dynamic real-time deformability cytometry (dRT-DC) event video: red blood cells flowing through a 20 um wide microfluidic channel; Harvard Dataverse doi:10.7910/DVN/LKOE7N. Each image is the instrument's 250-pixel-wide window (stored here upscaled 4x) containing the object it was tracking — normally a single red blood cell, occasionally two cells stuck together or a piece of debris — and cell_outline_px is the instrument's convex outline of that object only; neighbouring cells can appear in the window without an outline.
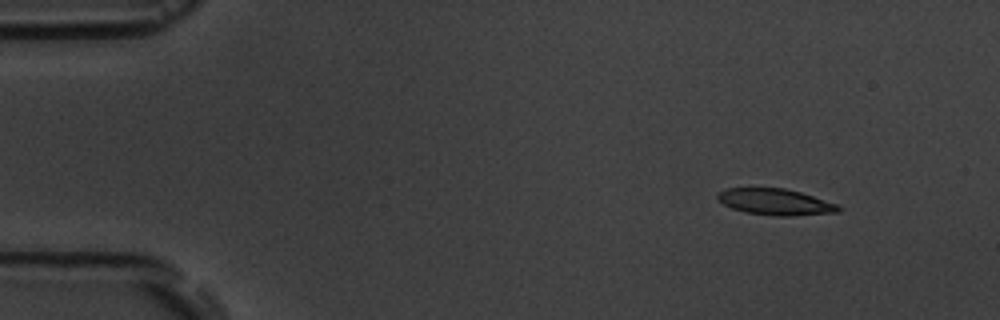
{"species": "common noctule bat (a hibernating species)", "species_latin": "Nyctalus noctula", "temperature_condition": "room temperature", "stored_images_in_passage": 5, "camera_frame_rate_fps": 3000, "um_per_image_px": 0.085, "animal": {"sex": "male", "body_mass_g": 19.5, "forearm_length_mm": 54.6}, "frame": {"image": 1, "passage_image": 2, "time_ms": 1.0, "image_size_px": [1000, 320], "cell_outline_px": [[840, 212], [792, 216], [776, 216], [744, 212], [732, 208], [716, 200], [716, 192], [724, 188], [784, 188], [800, 192], [836, 204], [840, 208]], "centroid_in_image_um": [65.83, 17.16], "position_along_channel_um": 19.2, "area_um2": 18.55}}
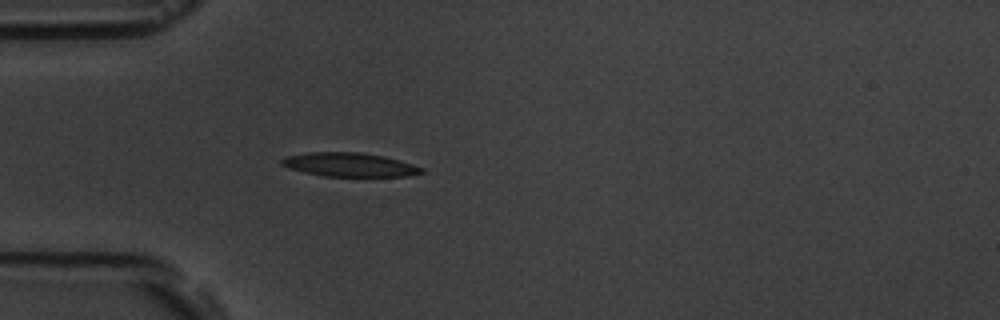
{"frame": {"image": 2, "passage_image": 5, "time_ms": 4.333, "image_size_px": [1000, 320], "cell_outline_px": [[424, 172], [404, 176], [324, 176], [304, 172], [288, 168], [280, 164], [280, 160], [284, 156], [308, 152], [360, 152], [384, 156], [400, 160], [424, 168]], "centroid_in_image_um": [29.66, 13.99], "position_along_channel_um": 55.3, "area_um2": 19.48}}